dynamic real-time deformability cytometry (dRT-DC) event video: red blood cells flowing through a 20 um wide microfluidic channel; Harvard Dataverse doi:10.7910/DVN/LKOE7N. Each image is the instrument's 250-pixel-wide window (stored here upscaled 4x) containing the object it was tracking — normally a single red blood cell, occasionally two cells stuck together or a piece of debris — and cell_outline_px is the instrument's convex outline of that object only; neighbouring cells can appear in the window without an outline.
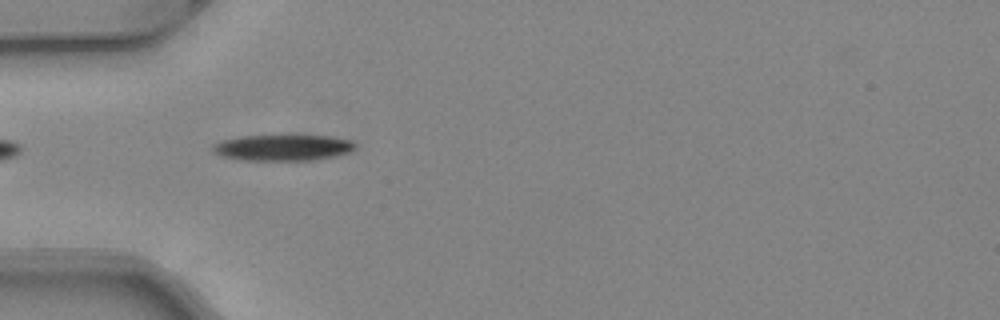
{"species": "common noctule bat (a hibernating species)", "species_latin": "Nyctalus noctula", "temperature_condition": "warm", "stored_images_in_passage": 17, "camera_frame_rate_fps": 3000, "um_per_image_px": 0.085, "animal": {"sex": "female", "body_mass_g": 24.6, "forearm_length_mm": 56.2}, "frame": {"image": 1, "passage_image": 2, "time_ms": 0.333, "image_size_px": [1000, 320], "cell_outline_px": [[356, 148], [348, 152], [336, 156], [312, 160], [240, 160], [220, 156], [212, 152], [212, 144], [220, 140], [240, 136], [328, 136], [352, 140], [356, 144]], "centroid_in_image_um": [23.99, 12.55], "position_along_channel_um": 61.0, "area_um2": 21.73}}
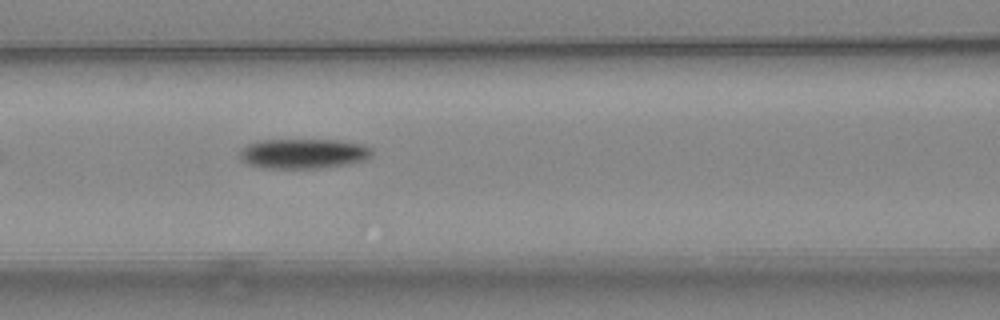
{"frame": {"image": 2, "passage_image": 8, "time_ms": 2.333, "image_size_px": [1000, 320], "cell_outline_px": [[372, 156], [364, 160], [348, 164], [320, 168], [260, 168], [248, 164], [240, 160], [240, 152], [248, 144], [260, 140], [336, 140], [364, 144], [372, 148]], "centroid_in_image_um": [25.8, 13.06], "position_along_channel_um": 140.8, "area_um2": 23.12}}
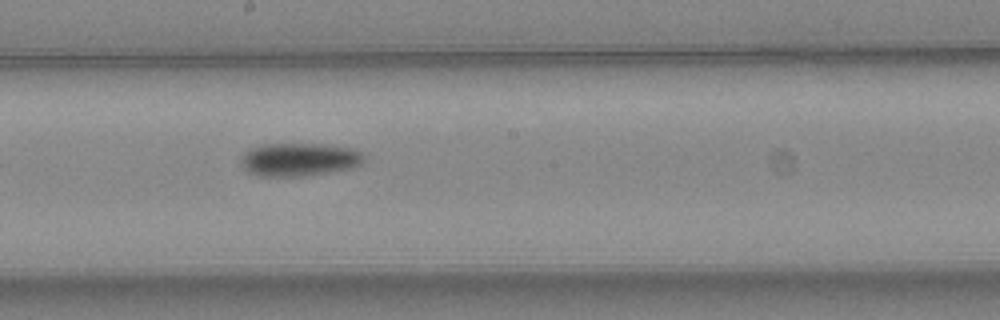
{"frame": {"image": 3, "passage_image": 14, "time_ms": 4.333, "image_size_px": [1000, 320], "cell_outline_px": [[364, 160], [360, 164], [352, 168], [308, 176], [256, 176], [248, 172], [240, 164], [240, 160], [252, 148], [260, 144], [324, 144], [348, 148], [360, 152], [364, 156]], "centroid_in_image_um": [25.42, 13.57], "position_along_channel_um": 222.8, "area_um2": 23.7}}